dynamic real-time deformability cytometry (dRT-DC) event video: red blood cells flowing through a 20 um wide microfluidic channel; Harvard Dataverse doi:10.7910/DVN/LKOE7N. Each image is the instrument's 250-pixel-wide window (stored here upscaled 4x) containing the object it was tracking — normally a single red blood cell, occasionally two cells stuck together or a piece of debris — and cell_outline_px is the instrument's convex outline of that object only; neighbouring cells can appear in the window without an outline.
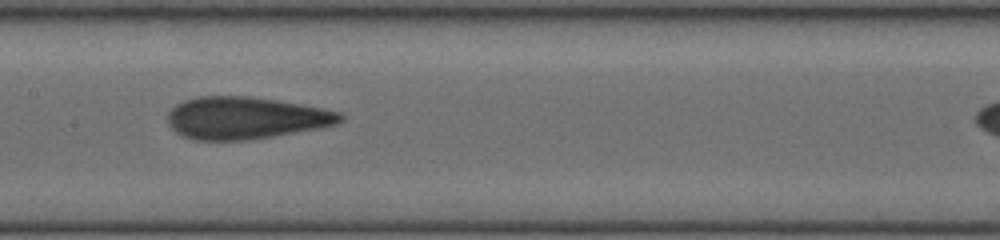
{"species": "human", "species_latin": "Homo sapiens", "temperature_condition": "cold", "stored_images_in_passage": 15, "camera_frame_rate_fps": 3000, "um_per_image_px": 0.085, "donor": {"sex": "female"}, "frame": {"image": 1, "passage_image": 12, "time_ms": 3.667, "image_size_px": [1000, 240], "cell_outline_px": [[344, 120], [336, 124], [320, 128], [248, 140], [192, 140], [180, 136], [168, 124], [168, 112], [176, 104], [184, 100], [196, 96], [248, 96], [276, 100], [324, 108], [340, 112], [344, 116]], "centroid_in_image_um": [20.85, 10.03], "position_along_channel_um": 186.5, "area_um2": 42.6}}
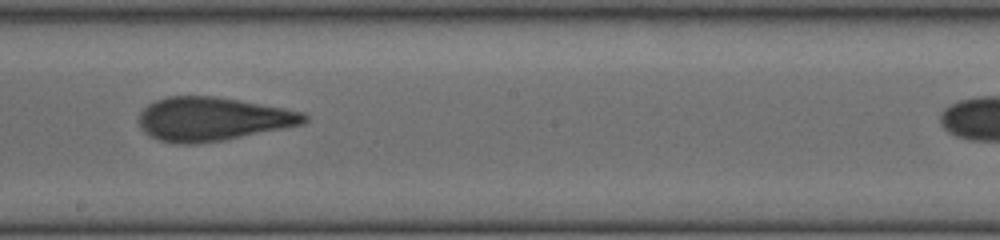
{"frame": {"image": 2, "passage_image": 13, "time_ms": 4.0, "image_size_px": [1000, 240], "cell_outline_px": [[308, 120], [304, 124], [224, 140], [196, 144], [172, 144], [148, 136], [140, 128], [140, 112], [148, 104], [156, 100], [168, 96], [216, 96], [240, 100], [284, 108], [304, 112], [308, 116]], "centroid_in_image_um": [18.06, 10.12], "position_along_channel_um": 230.1, "area_um2": 42.25}}